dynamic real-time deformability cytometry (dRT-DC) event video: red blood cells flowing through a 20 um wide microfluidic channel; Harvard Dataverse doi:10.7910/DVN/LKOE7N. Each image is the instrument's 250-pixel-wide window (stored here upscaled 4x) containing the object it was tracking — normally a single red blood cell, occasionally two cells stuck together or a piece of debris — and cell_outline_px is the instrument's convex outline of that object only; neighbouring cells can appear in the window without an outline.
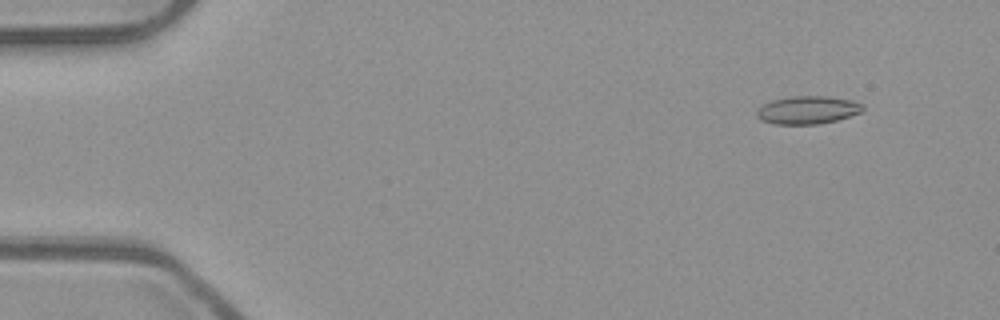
{"species": "common noctule bat (a hibernating species)", "species_latin": "Nyctalus noctula", "temperature_condition": "room temperature", "stored_images_in_passage": 53, "camera_frame_rate_fps": 3000, "um_per_image_px": 0.085, "animal": {"sex": "male", "body_mass_g": 23.1, "forearm_length_mm": 52.7}, "frame": {"image": 1, "passage_image": 5, "time_ms": 1.333, "image_size_px": [1000, 320], "cell_outline_px": [[864, 108], [860, 112], [836, 120], [820, 124], [772, 124], [760, 120], [756, 116], [756, 112], [760, 104], [772, 100], [792, 96], [828, 96], [852, 100], [864, 104]], "centroid_in_image_um": [68.6, 9.34], "position_along_channel_um": 16.4, "area_um2": 17.46}}
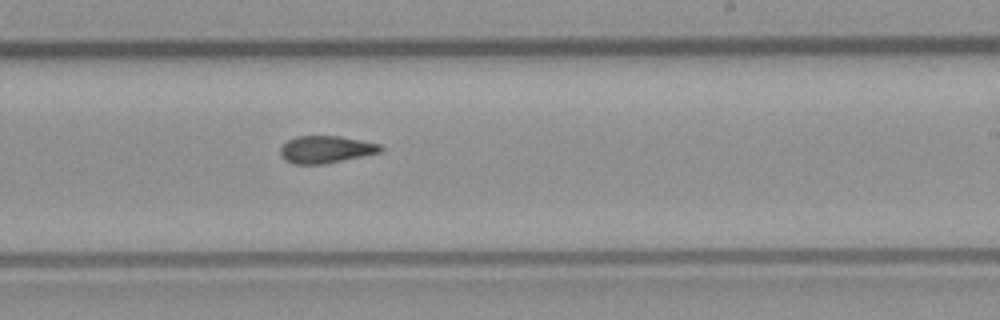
{"frame": {"image": 2, "passage_image": 32, "time_ms": 10.333, "image_size_px": [1000, 320], "cell_outline_px": [[384, 148], [380, 152], [324, 164], [296, 164], [284, 160], [280, 156], [280, 148], [288, 140], [296, 136], [340, 136], [380, 144]], "centroid_in_image_um": [27.67, 12.7], "position_along_channel_um": 261.3, "area_um2": 15.84}}
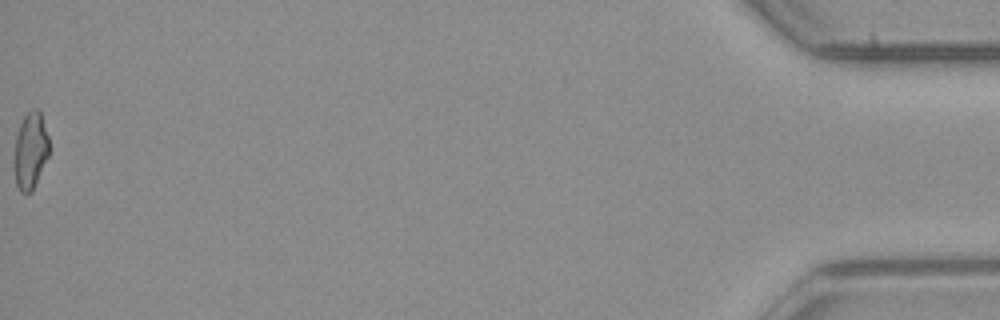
{"frame": {"image": 3, "passage_image": 53, "time_ms": 17.333, "image_size_px": [1000, 320], "cell_outline_px": [[48, 156], [32, 192], [20, 192], [16, 184], [12, 168], [12, 156], [16, 136], [20, 124], [24, 116], [32, 108], [36, 108], [40, 112], [48, 136]], "centroid_in_image_um": [2.54, 12.83], "position_along_channel_um": 432.7, "area_um2": 15.9}, "authors_computed_cell_mechanics": {"area_um2": 16.3574, "velocity_mm_per_s": 3.9537, "shape_relaxation_time_tau1_ms": null, "shape_relaxation_time_tau2_ms": 2.5288, "deformation_change_tau1": null, "deformation_change_tau2": 0.077}}